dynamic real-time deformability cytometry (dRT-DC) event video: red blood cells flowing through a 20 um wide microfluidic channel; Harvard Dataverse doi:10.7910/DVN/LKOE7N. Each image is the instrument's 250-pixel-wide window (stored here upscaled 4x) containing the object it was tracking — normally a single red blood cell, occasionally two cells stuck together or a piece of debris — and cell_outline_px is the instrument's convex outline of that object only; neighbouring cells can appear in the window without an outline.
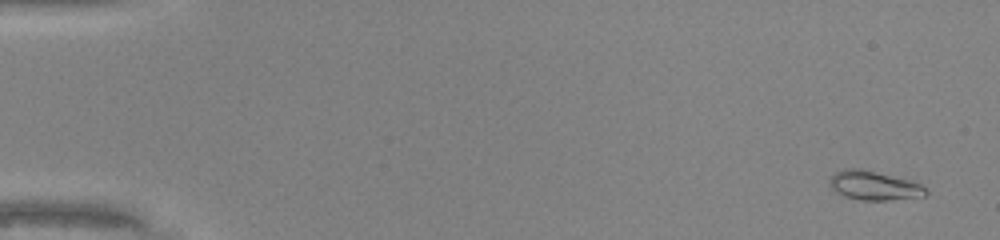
{"species": "common noctule bat (a hibernating species)", "species_latin": "Nyctalus noctula", "temperature_condition": "warm", "stored_images_in_passage": 49, "camera_frame_rate_fps": 3000, "um_per_image_px": 0.085, "animal": {"sex": "male", "body_mass_g": 20.0, "forearm_length_mm": 53.3}, "frame": {"image": 1, "passage_image": 3, "time_ms": 0.667, "image_size_px": [1000, 240], "cell_outline_px": [[928, 192], [924, 196], [888, 200], [860, 200], [844, 196], [836, 192], [828, 184], [828, 180], [836, 172], [844, 168], [860, 168], [908, 180], [920, 184]], "centroid_in_image_um": [74.24, 15.77], "position_along_channel_um": 10.8, "area_um2": 16.13}}
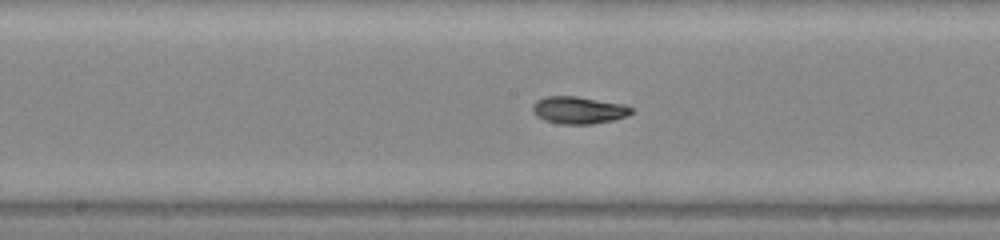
{"frame": {"image": 2, "passage_image": 27, "time_ms": 8.667, "image_size_px": [1000, 240], "cell_outline_px": [[632, 112], [628, 116], [612, 120], [592, 124], [560, 124], [544, 120], [536, 116], [532, 112], [532, 104], [536, 100], [544, 96], [576, 96], [624, 104], [632, 108]], "centroid_in_image_um": [49.14, 9.36], "position_along_channel_um": 199.1, "area_um2": 15.84}}
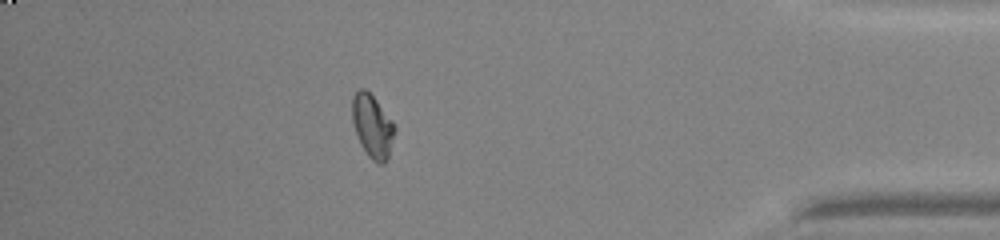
{"frame": {"image": 3, "passage_image": 44, "time_ms": 14.333, "image_size_px": [1000, 240], "cell_outline_px": [[396, 132], [388, 156], [384, 164], [380, 164], [372, 160], [368, 156], [360, 144], [352, 120], [352, 96], [360, 88], [364, 88], [376, 100], [392, 120], [396, 128]], "centroid_in_image_um": [31.66, 10.73], "position_along_channel_um": 403.5, "area_um2": 15.61}, "authors_computed_cell_mechanics": {"area_um2": 15.4904, "velocity_mm_per_s": 4.3004, "shape_relaxation_time_tau1_ms": 4.606, "shape_relaxation_time_tau2_ms": 2.0433, "deformation_change_tau1": 0.1746, "deformation_change_tau2": 0.0412}}